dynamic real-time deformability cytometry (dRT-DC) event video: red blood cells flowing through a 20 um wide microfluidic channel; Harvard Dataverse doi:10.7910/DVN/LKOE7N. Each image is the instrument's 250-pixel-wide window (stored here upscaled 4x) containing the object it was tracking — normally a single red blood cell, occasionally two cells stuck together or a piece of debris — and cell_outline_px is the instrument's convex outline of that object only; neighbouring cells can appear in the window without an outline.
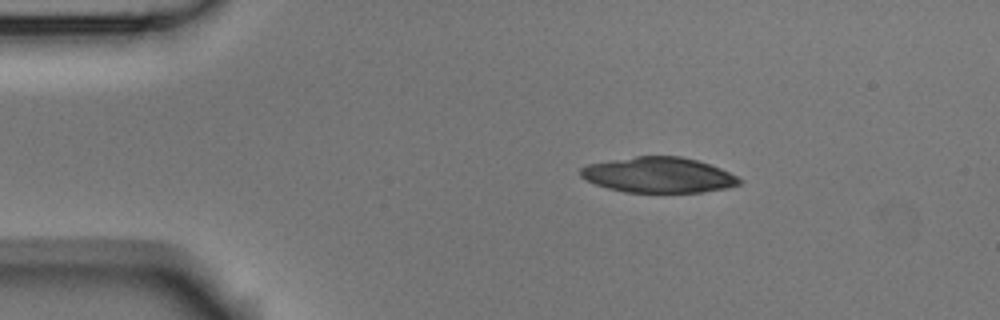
{"species": "Egyptian fruit bat (a non-hibernating species)", "species_latin": "Rousettus aegyptiacus", "temperature_condition": "room temperature", "stored_images_in_passage": 3, "camera_frame_rate_fps": 3000, "um_per_image_px": 0.085, "animal": {"sex": "male"}, "frame": {"image": 1, "passage_image": 2, "time_ms": 0.333, "image_size_px": [1000, 320], "cell_outline_px": [[744, 180], [740, 184], [724, 188], [700, 192], [624, 192], [608, 188], [596, 184], [580, 176], [580, 168], [588, 164], [636, 156], [680, 156], [696, 160], [720, 168]], "centroid_in_image_um": [55.97, 14.87], "position_along_channel_um": 29.0, "area_um2": 32.48}}